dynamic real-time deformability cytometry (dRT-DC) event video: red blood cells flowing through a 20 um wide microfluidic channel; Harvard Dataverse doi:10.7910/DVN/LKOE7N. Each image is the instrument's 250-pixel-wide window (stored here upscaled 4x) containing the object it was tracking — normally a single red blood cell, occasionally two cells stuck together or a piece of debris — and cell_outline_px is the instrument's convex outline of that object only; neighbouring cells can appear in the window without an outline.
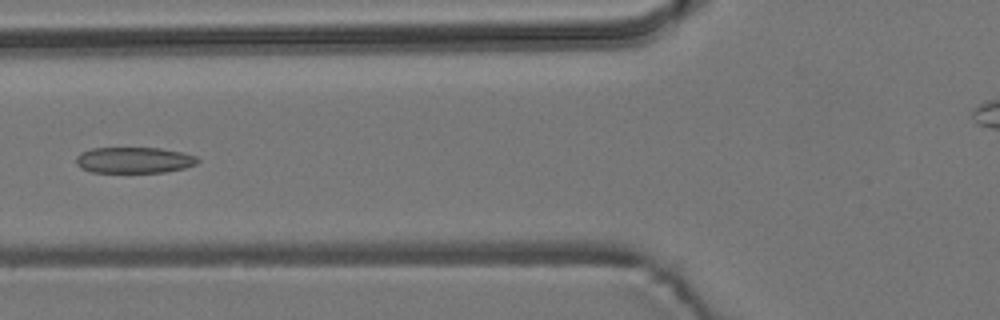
{"species": "common noctule bat (a hibernating species)", "species_latin": "Nyctalus noctula", "temperature_condition": "room temperature", "stored_images_in_passage": 6, "camera_frame_rate_fps": 3000, "um_per_image_px": 0.085, "animal": {"sex": "male", "body_mass_g": 19.2, "forearm_length_mm": 51.8}, "frame": {"image": 1, "passage_image": 6, "time_ms": 6.667, "image_size_px": [1000, 320], "cell_outline_px": [[200, 160], [196, 164], [184, 168], [164, 172], [92, 172], [80, 168], [76, 164], [76, 156], [80, 152], [92, 148], [160, 148], [184, 152], [196, 156]], "centroid_in_image_um": [11.39, 13.6], "position_along_channel_um": 114.4, "area_um2": 18.55}}